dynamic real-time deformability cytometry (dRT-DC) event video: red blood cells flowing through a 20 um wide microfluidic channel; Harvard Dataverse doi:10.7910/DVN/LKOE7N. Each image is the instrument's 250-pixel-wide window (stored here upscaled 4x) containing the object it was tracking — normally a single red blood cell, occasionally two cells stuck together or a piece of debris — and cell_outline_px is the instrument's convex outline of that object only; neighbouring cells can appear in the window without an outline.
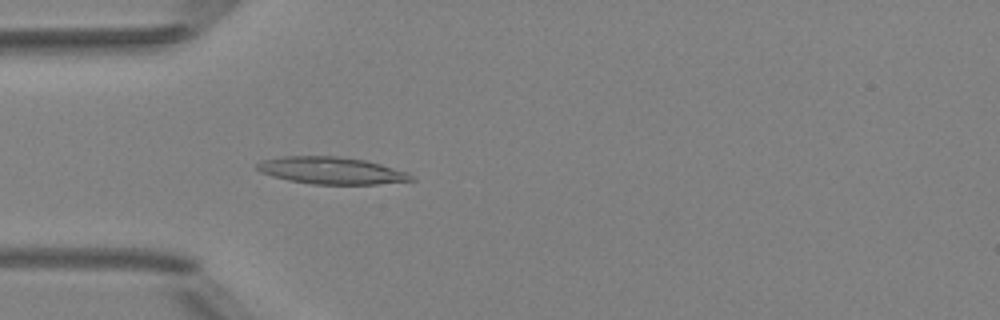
{"species": "Egyptian fruit bat (a non-hibernating species)", "species_latin": "Rousettus aegyptiacus", "temperature_condition": "room temperature", "stored_images_in_passage": 4, "camera_frame_rate_fps": 3000, "um_per_image_px": 0.085, "animal": {"sex": "female"}, "frame": {"image": 1, "passage_image": 4, "time_ms": 3.333, "image_size_px": [1000, 320], "cell_outline_px": [[416, 180], [376, 184], [312, 184], [288, 180], [272, 176], [260, 172], [256, 168], [256, 164], [260, 160], [284, 156], [336, 156], [364, 160], [380, 164], [408, 172]], "centroid_in_image_um": [28.14, 14.49], "position_along_channel_um": 56.9, "area_um2": 24.28}}